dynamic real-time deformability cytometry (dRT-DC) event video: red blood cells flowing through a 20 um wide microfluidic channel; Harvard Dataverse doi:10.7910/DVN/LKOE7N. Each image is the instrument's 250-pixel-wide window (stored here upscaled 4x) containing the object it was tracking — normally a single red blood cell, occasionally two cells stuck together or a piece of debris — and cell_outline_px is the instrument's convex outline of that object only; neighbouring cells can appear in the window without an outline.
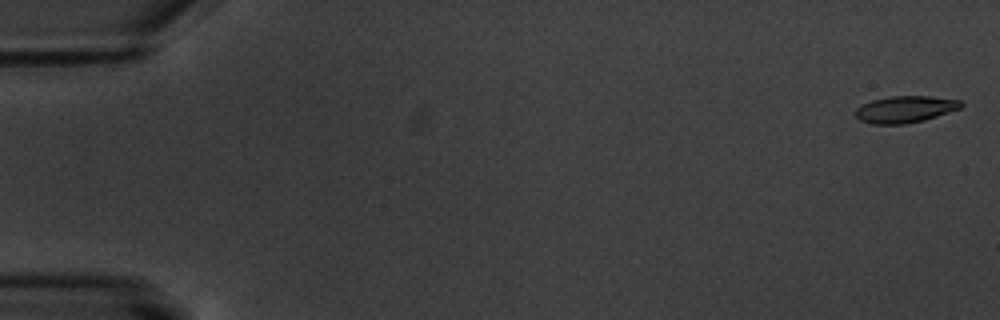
{"species": "common noctule bat (a hibernating species)", "species_latin": "Nyctalus noctula", "temperature_condition": "warm", "stored_images_in_passage": 4, "camera_frame_rate_fps": 3000, "um_per_image_px": 0.085, "animal": {"sex": "male", "body_mass_g": 20.1, "forearm_length_mm": 53.5}, "frame": {"image": 1, "passage_image": 1, "time_ms": 0.0, "image_size_px": [1000, 320], "cell_outline_px": [[964, 104], [960, 108], [924, 120], [904, 124], [872, 124], [860, 120], [856, 116], [856, 108], [872, 100], [888, 96], [932, 96], [960, 100]], "centroid_in_image_um": [76.94, 9.28], "position_along_channel_um": 8.1, "area_um2": 16.36}}